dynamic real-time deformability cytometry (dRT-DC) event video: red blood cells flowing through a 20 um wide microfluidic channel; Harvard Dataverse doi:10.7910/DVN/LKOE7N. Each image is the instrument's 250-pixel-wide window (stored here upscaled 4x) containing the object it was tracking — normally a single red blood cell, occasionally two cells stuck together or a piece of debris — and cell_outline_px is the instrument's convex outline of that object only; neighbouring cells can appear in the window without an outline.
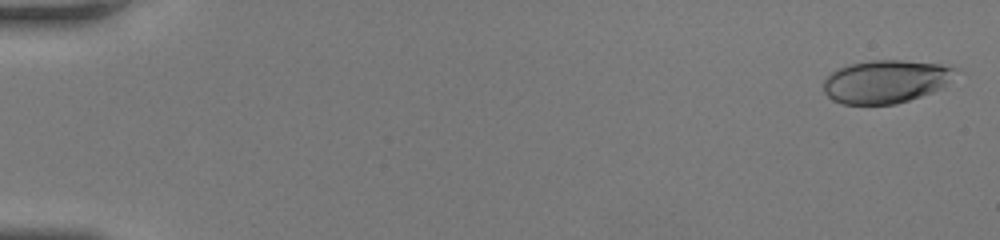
{"species": "human", "species_latin": "Homo sapiens", "temperature_condition": "room temperature", "stored_images_in_passage": 48, "camera_frame_rate_fps": 3000, "um_per_image_px": 0.085, "donor": {"sex": "female"}, "frame": {"image": 1, "passage_image": 1, "time_ms": 0.0, "image_size_px": [1000, 240], "cell_outline_px": [[960, 68], [940, 88], [932, 92], [896, 104], [840, 104], [832, 100], [824, 92], [824, 80], [836, 68], [848, 64], [872, 60], [900, 60], [940, 64]], "centroid_in_image_um": [75.25, 6.92], "position_along_channel_um": 9.8, "area_um2": 33.0}}
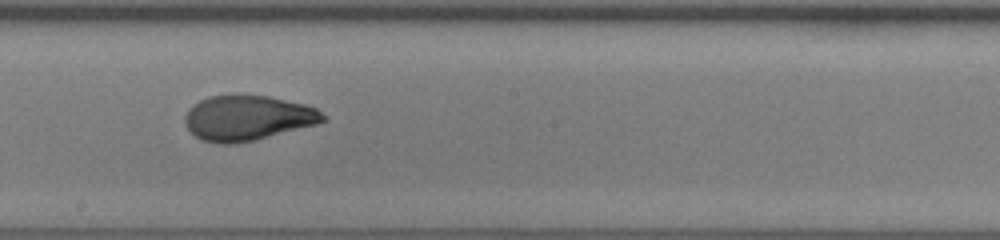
{"frame": {"image": 2, "passage_image": 28, "time_ms": 9.0, "image_size_px": [1000, 240], "cell_outline_px": [[328, 120], [316, 124], [256, 140], [236, 144], [220, 144], [200, 140], [184, 124], [184, 116], [188, 108], [192, 104], [208, 96], [268, 96], [304, 104], [316, 108], [328, 116]], "centroid_in_image_um": [21.04, 10.04], "position_along_channel_um": 227.2, "area_um2": 36.36}}
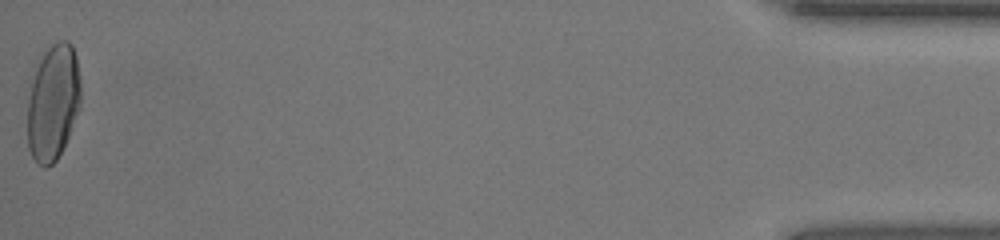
{"frame": {"image": 3, "passage_image": 48, "time_ms": 15.667, "image_size_px": [1000, 240], "cell_outline_px": [[80, 108], [68, 136], [56, 160], [48, 168], [44, 168], [36, 164], [28, 148], [28, 96], [32, 80], [36, 68], [44, 52], [52, 44], [60, 40], [68, 40], [72, 44], [76, 56], [80, 76]], "centroid_in_image_um": [4.51, 8.71], "position_along_channel_um": 430.7, "area_um2": 36.13}, "authors_computed_cell_mechanics": {"area_um2": 35.547, "velocity_mm_per_s": 4.4007, "shape_relaxation_time_tau1_ms": 7.0006, "shape_relaxation_time_tau2_ms": 0.782, "deformation_change_tau1": 0.2524, "deformation_change_tau2": 0.0639}}